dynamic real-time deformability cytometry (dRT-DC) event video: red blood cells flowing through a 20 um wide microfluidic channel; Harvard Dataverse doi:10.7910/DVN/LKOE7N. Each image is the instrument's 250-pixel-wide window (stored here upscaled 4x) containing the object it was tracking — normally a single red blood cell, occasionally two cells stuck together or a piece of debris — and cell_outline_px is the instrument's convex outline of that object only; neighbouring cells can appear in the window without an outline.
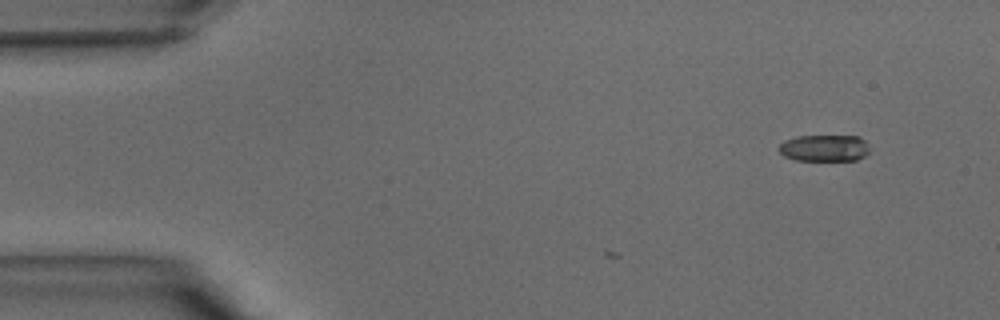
{"species": "common noctule bat (a hibernating species)", "species_latin": "Nyctalus noctula", "temperature_condition": "warm", "stored_images_in_passage": 6, "camera_frame_rate_fps": 3000, "um_per_image_px": 0.085, "animal": {"sex": "male", "body_mass_g": 15.6}, "frame": {"image": 1, "passage_image": 1, "time_ms": 0.0, "image_size_px": [1000, 320], "cell_outline_px": [[868, 152], [864, 156], [856, 160], [796, 160], [784, 156], [780, 152], [780, 144], [784, 140], [796, 136], [860, 136], [868, 144]], "centroid_in_image_um": [70.08, 12.58], "position_along_channel_um": 14.9, "area_um2": 14.05}}